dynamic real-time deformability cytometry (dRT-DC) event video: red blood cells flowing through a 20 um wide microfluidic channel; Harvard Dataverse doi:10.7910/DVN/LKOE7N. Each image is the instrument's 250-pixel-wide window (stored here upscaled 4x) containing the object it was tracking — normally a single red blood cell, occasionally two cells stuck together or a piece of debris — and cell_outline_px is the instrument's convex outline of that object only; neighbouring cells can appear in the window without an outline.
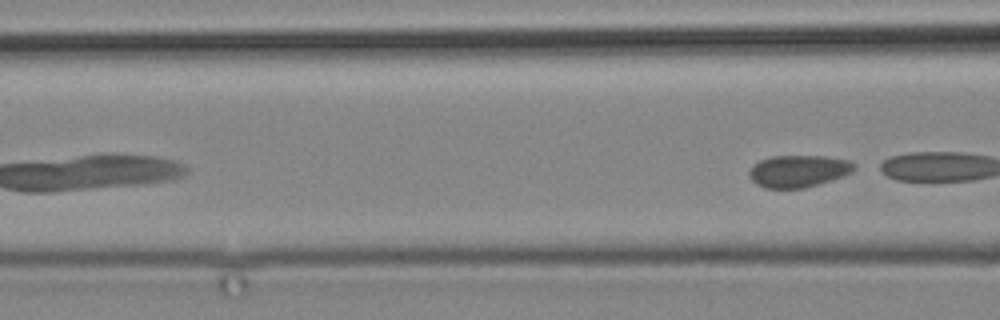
{"species": "common noctule bat (a hibernating species)", "species_latin": "Nyctalus noctula", "temperature_condition": "cold", "stored_images_in_passage": 3, "camera_frame_rate_fps": 3000, "um_per_image_px": 0.085, "animal": {"sex": "male", "body_mass_g": 19.2, "forearm_length_mm": 51.8}, "frame": {"image": 1, "passage_image": 3, "time_ms": 3.0, "image_size_px": [1000, 320], "cell_outline_px": [[856, 168], [852, 172], [804, 188], [764, 188], [756, 184], [752, 180], [748, 172], [760, 160], [772, 156], [824, 156], [848, 160], [856, 164]], "centroid_in_image_um": [67.86, 14.53], "position_along_channel_um": 98.7, "area_um2": 19.31}}